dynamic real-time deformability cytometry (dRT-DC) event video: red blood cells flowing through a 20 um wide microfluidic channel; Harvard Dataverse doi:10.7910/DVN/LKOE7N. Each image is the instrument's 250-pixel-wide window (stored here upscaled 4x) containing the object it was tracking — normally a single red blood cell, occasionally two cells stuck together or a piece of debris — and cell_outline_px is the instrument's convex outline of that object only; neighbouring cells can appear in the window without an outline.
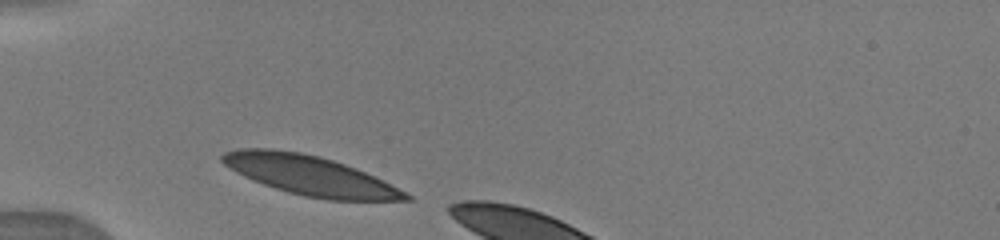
{"species": "human", "species_latin": "Homo sapiens", "temperature_condition": "warm", "stored_images_in_passage": 3, "camera_frame_rate_fps": 3000, "um_per_image_px": 0.085, "donor": {"sex": "male"}, "frame": {"image": 1, "passage_image": 1, "time_ms": 0.0, "image_size_px": [1000, 240], "cell_outline_px": [[412, 200], [328, 200], [304, 196], [288, 192], [252, 180], [236, 172], [224, 164], [220, 160], [220, 156], [224, 152], [236, 148], [272, 148], [300, 152], [320, 156], [356, 168], [384, 180], [412, 196]], "centroid_in_image_um": [26.32, 14.9], "position_along_channel_um": 58.7, "area_um2": 42.19}}